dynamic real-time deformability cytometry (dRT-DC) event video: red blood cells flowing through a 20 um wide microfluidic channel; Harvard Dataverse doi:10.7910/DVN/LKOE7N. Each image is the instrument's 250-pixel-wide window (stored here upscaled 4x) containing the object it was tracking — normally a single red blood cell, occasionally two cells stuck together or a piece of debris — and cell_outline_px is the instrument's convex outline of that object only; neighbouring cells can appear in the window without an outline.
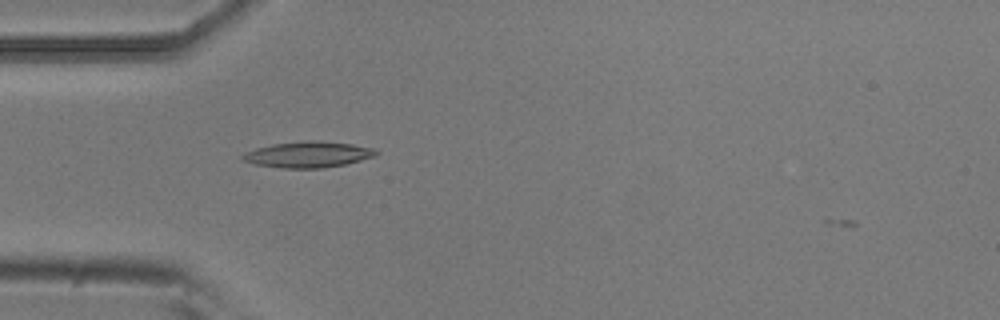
{"species": "common noctule bat (a hibernating species)", "species_latin": "Nyctalus noctula", "temperature_condition": "room temperature", "stored_images_in_passage": 3, "camera_frame_rate_fps": 3000, "um_per_image_px": 0.085, "animal": {"sex": "male", "body_mass_g": 20.5, "forearm_length_mm": 52.5}, "frame": {"image": 1, "passage_image": 2, "time_ms": 0.333, "image_size_px": [1000, 320], "cell_outline_px": [[380, 152], [376, 156], [344, 164], [324, 168], [284, 168], [256, 164], [240, 160], [240, 156], [256, 148], [272, 144], [308, 140], [316, 140], [352, 144], [376, 148]], "centroid_in_image_um": [26.22, 13.13], "position_along_channel_um": 58.8, "area_um2": 20.23}}